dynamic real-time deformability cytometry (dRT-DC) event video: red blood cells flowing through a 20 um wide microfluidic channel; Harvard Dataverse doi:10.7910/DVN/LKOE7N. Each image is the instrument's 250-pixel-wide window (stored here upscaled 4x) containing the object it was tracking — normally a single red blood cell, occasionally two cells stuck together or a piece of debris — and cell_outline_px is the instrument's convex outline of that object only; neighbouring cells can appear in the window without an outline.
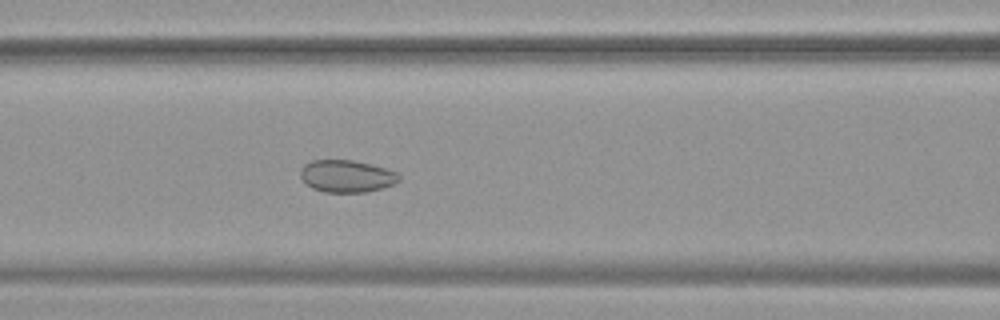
{"species": "common noctule bat (a hibernating species)", "species_latin": "Nyctalus noctula", "temperature_condition": "warm", "stored_images_in_passage": 54, "camera_frame_rate_fps": 3000, "um_per_image_px": 0.085, "animal": {"sex": "female", "body_mass_g": 19.9}, "frame": {"image": 1, "passage_image": 24, "time_ms": 7.667, "image_size_px": [1000, 320], "cell_outline_px": [[400, 180], [392, 184], [380, 188], [364, 192], [324, 192], [312, 188], [300, 176], [300, 168], [304, 164], [312, 160], [352, 160], [384, 168], [396, 172], [400, 176]], "centroid_in_image_um": [29.43, 14.97], "position_along_channel_um": 137.2, "area_um2": 18.26}}
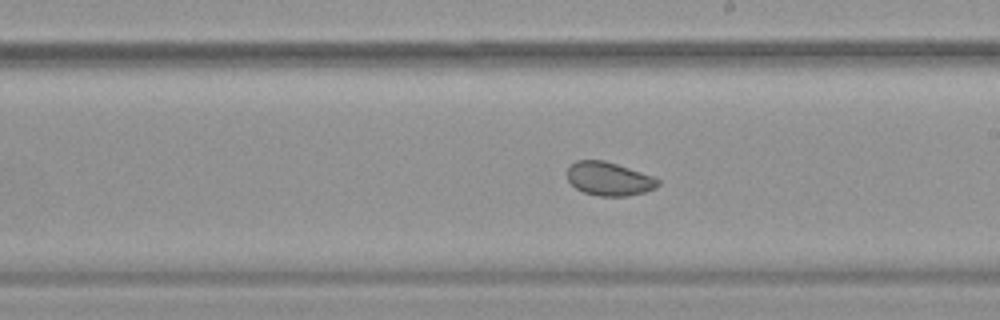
{"frame": {"image": 2, "passage_image": 32, "time_ms": 10.333, "image_size_px": [1000, 320], "cell_outline_px": [[660, 184], [656, 188], [644, 192], [628, 196], [600, 196], [584, 192], [576, 188], [568, 180], [568, 168], [576, 160], [604, 160], [652, 176], [660, 180]], "centroid_in_image_um": [51.78, 15.2], "position_along_channel_um": 237.2, "area_um2": 17.57}}
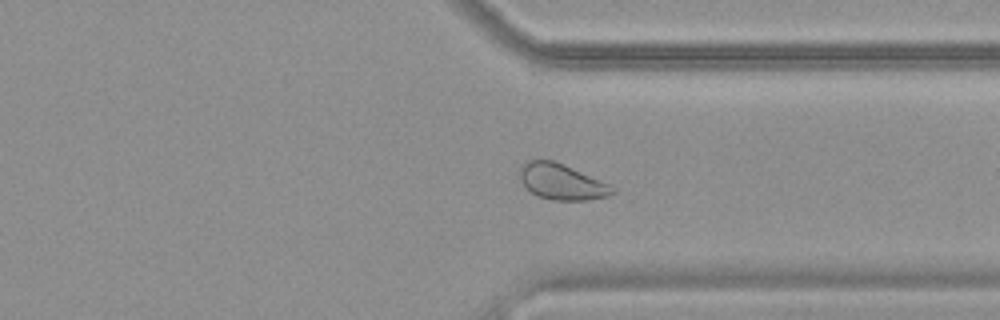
{"frame": {"image": 3, "passage_image": 42, "time_ms": 13.667, "image_size_px": [1000, 320], "cell_outline_px": [[616, 192], [608, 196], [588, 200], [552, 200], [540, 196], [532, 192], [520, 180], [520, 164], [528, 160], [552, 160], [564, 164], [608, 184], [616, 188]], "centroid_in_image_um": [47.74, 15.45], "position_along_channel_um": 363.7, "area_um2": 19.13}, "authors_computed_cell_mechanics": {"area_um2": 22.8888, "velocity_mm_per_s": 3.7689, "shape_relaxation_time_tau1_ms": null, "shape_relaxation_time_tau2_ms": 1.4298, "deformation_change_tau1": null, "deformation_change_tau2": 0.0572}}